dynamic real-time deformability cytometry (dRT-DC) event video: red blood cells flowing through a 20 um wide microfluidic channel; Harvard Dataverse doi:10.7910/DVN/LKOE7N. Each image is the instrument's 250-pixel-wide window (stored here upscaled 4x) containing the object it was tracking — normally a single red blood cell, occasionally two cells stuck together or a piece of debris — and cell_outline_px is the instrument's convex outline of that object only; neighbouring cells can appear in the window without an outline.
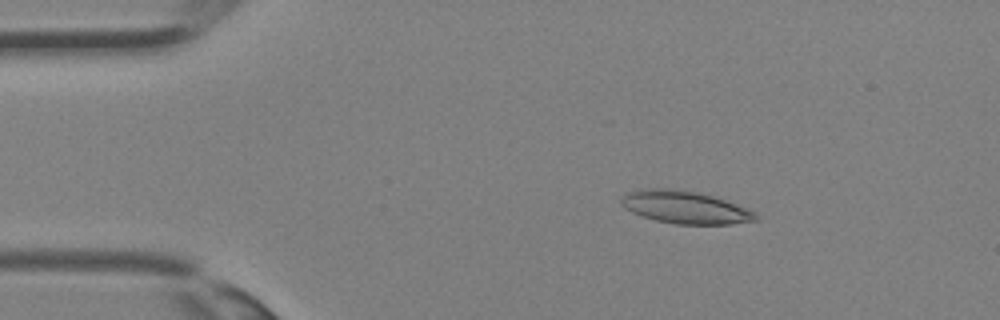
{"species": "Egyptian fruit bat (a non-hibernating species)", "species_latin": "Rousettus aegyptiacus", "temperature_condition": "room temperature", "stored_images_in_passage": 33, "camera_frame_rate_fps": 3000, "um_per_image_px": 0.085, "animal": {"sex": "female"}, "frame": {"image": 1, "passage_image": 4, "time_ms": 1.0, "image_size_px": [1000, 320], "cell_outline_px": [[760, 220], [732, 224], [676, 224], [656, 220], [632, 212], [624, 208], [620, 204], [620, 200], [628, 192], [644, 188], [668, 188], [696, 192], [728, 200], [752, 212]], "centroid_in_image_um": [58.21, 17.62], "position_along_channel_um": 26.8, "area_um2": 25.32}}
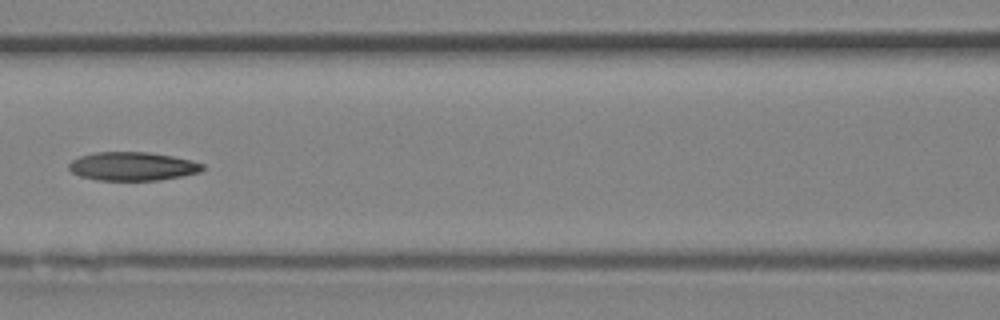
{"frame": {"image": 2, "passage_image": 14, "time_ms": 4.333, "image_size_px": [1000, 320], "cell_outline_px": [[204, 168], [200, 172], [160, 180], [96, 180], [80, 176], [72, 172], [68, 168], [68, 164], [72, 160], [80, 156], [96, 152], [148, 152], [172, 156], [192, 160], [204, 164]], "centroid_in_image_um": [11.26, 14.13], "position_along_channel_um": 155.3, "area_um2": 22.25}}
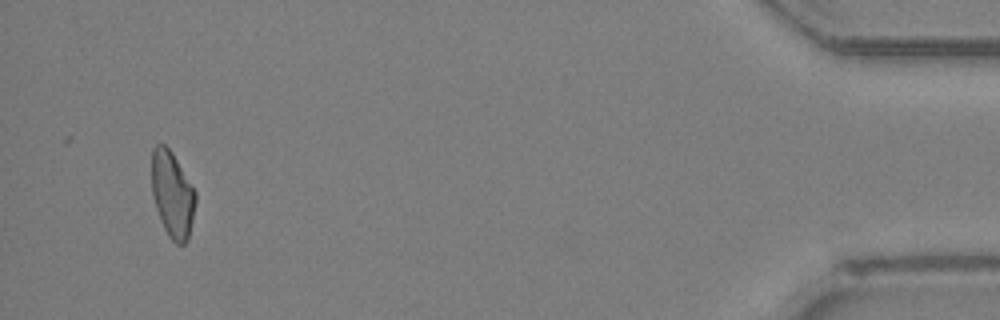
{"frame": {"image": 3, "passage_image": 32, "time_ms": 10.333, "image_size_px": [1000, 320], "cell_outline_px": [[196, 200], [188, 240], [184, 244], [176, 244], [168, 236], [160, 220], [152, 196], [152, 148], [156, 144], [164, 144], [172, 152], [196, 192]], "centroid_in_image_um": [14.64, 16.53], "position_along_channel_um": 420.6, "area_um2": 21.96}}